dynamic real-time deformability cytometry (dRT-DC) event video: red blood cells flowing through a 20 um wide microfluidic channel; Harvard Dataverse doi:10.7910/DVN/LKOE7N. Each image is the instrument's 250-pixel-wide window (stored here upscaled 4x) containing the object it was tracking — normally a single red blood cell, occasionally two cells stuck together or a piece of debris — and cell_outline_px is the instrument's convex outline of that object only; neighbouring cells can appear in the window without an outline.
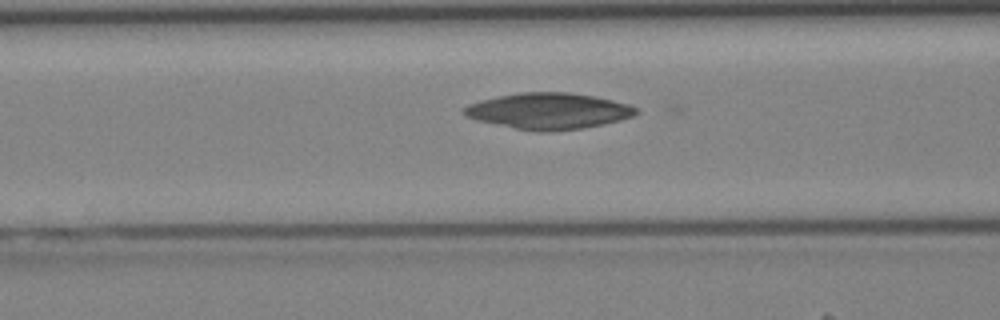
{"species": "Egyptian fruit bat (a non-hibernating species)", "species_latin": "Rousettus aegyptiacus", "temperature_condition": "cold", "stored_images_in_passage": 26, "camera_frame_rate_fps": 3000, "um_per_image_px": 0.085, "animal": {"sex": "female"}, "frame": {"image": 1, "passage_image": 9, "time_ms": 2.667, "image_size_px": [1000, 320], "cell_outline_px": [[640, 112], [632, 116], [620, 120], [604, 124], [584, 128], [552, 132], [536, 132], [476, 120], [468, 116], [464, 112], [464, 108], [468, 104], [480, 100], [520, 92], [568, 92], [596, 96], [628, 104], [640, 108]], "centroid_in_image_um": [46.69, 9.44], "position_along_channel_um": 119.9, "area_um2": 36.3}}
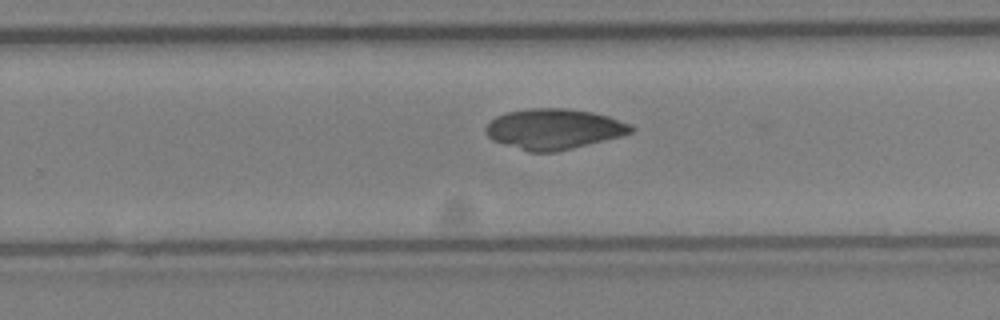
{"frame": {"image": 2, "passage_image": 19, "time_ms": 6.0, "image_size_px": [1000, 320], "cell_outline_px": [[636, 128], [632, 132], [620, 136], [556, 152], [528, 152], [492, 140], [488, 136], [484, 128], [496, 116], [508, 112], [528, 108], [564, 108], [592, 112], [608, 116], [632, 124]], "centroid_in_image_um": [47.08, 10.96], "position_along_channel_um": 282.7, "area_um2": 34.16}}
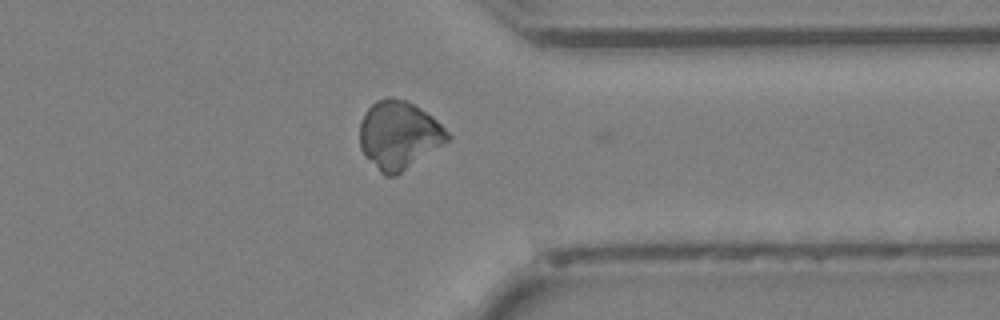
{"frame": {"image": 3, "passage_image": 25, "time_ms": 8.0, "image_size_px": [1000, 320], "cell_outline_px": [[452, 136], [448, 140], [396, 176], [384, 176], [364, 156], [360, 148], [360, 120], [364, 112], [376, 100], [388, 96], [392, 96], [404, 100], [420, 108], [432, 116]], "centroid_in_image_um": [33.86, 11.47], "position_along_channel_um": 377.5, "area_um2": 34.74}}